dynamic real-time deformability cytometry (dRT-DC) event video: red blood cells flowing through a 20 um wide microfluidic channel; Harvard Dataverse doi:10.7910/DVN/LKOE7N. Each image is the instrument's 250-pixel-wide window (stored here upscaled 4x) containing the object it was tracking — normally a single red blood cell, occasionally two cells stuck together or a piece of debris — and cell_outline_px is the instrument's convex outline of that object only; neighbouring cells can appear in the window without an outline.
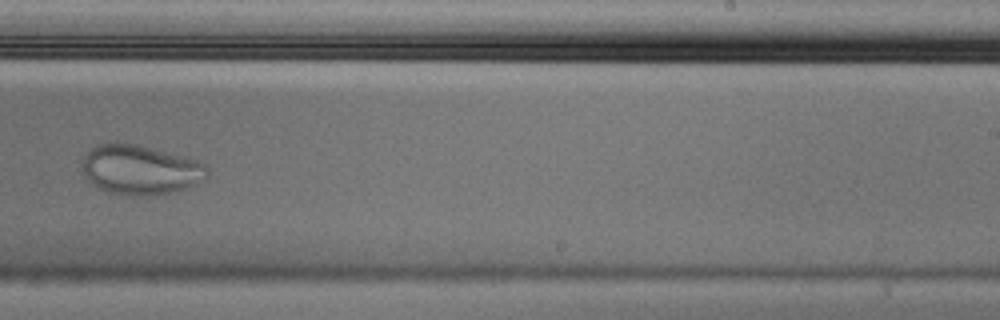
{"species": "Egyptian fruit bat (a non-hibernating species)", "species_latin": "Rousettus aegyptiacus", "temperature_condition": "cold", "stored_images_in_passage": 9, "camera_frame_rate_fps": 3000, "um_per_image_px": 0.085, "animal": {"sex": "male"}, "frame": {"image": 1, "passage_image": 9, "time_ms": 2.667, "image_size_px": [1000, 320], "cell_outline_px": [[208, 176], [204, 180], [188, 188], [172, 192], [144, 196], [140, 196], [108, 192], [92, 184], [84, 176], [84, 156], [88, 148], [96, 144], [136, 144], [184, 156], [208, 164]], "centroid_in_image_um": [11.96, 14.43], "position_along_channel_um": 277.0, "area_um2": 36.07}}